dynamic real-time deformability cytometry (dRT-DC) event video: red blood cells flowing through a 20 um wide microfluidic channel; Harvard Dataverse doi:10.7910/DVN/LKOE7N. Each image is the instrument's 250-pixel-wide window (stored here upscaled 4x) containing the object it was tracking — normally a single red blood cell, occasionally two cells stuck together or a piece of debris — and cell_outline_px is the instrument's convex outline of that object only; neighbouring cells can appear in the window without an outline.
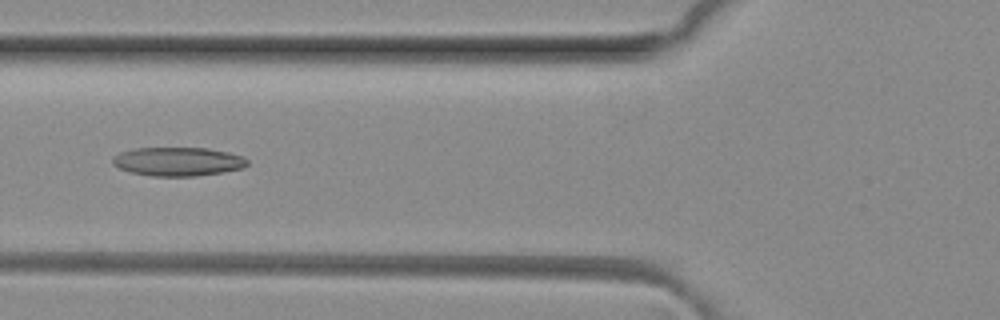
{"species": "common noctule bat (a hibernating species)", "species_latin": "Nyctalus noctula", "temperature_condition": "room temperature", "stored_images_in_passage": 5, "camera_frame_rate_fps": 3000, "um_per_image_px": 0.085, "animal": {"sex": "female", "body_mass_g": 29.2, "forearm_length_mm": 56.3}, "frame": {"image": 1, "passage_image": 5, "time_ms": 1.333, "image_size_px": [1000, 320], "cell_outline_px": [[248, 164], [244, 168], [224, 172], [196, 176], [152, 176], [132, 172], [120, 168], [112, 164], [112, 160], [120, 152], [136, 148], [208, 148], [228, 152], [244, 156], [248, 160]], "centroid_in_image_um": [15.18, 13.73], "position_along_channel_um": 110.6, "area_um2": 22.6}}